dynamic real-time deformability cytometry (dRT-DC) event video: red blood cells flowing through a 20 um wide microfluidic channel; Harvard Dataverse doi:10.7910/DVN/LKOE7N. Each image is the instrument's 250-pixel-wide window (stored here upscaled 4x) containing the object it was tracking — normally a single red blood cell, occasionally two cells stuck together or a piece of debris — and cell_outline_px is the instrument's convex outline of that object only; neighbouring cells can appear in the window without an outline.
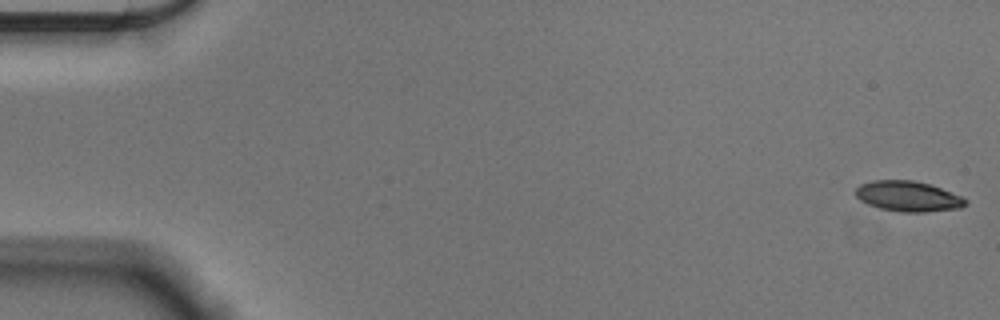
{"species": "Egyptian fruit bat (a non-hibernating species)", "species_latin": "Rousettus aegyptiacus", "temperature_condition": "cold", "stored_images_in_passage": 56, "camera_frame_rate_fps": 3000, "um_per_image_px": 0.085, "animal": {"sex": "male"}, "frame": {"image": 1, "passage_image": 1, "time_ms": 0.0, "image_size_px": [1000, 320], "cell_outline_px": [[968, 204], [960, 208], [924, 212], [900, 212], [880, 208], [868, 204], [860, 200], [856, 196], [856, 188], [860, 184], [872, 180], [912, 180], [928, 184], [940, 188], [960, 196], [968, 200]], "centroid_in_image_um": [77.18, 16.69], "position_along_channel_um": 7.8, "area_um2": 19.36}}
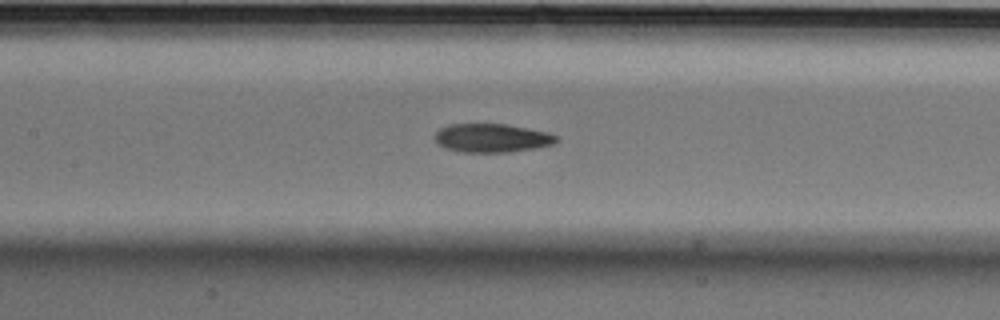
{"frame": {"image": 2, "passage_image": 26, "time_ms": 8.333, "image_size_px": [1000, 320], "cell_outline_px": [[560, 140], [552, 144], [536, 148], [508, 152], [460, 152], [444, 148], [436, 144], [436, 132], [440, 128], [448, 124], [504, 124], [548, 132], [556, 136]], "centroid_in_image_um": [41.79, 11.74], "position_along_channel_um": 165.6, "area_um2": 20.29}}
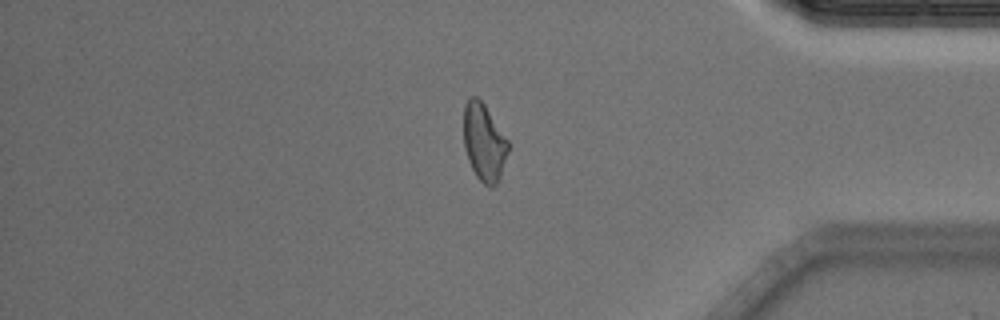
{"frame": {"image": 3, "passage_image": 47, "time_ms": 15.333, "image_size_px": [1000, 320], "cell_outline_px": [[508, 152], [500, 176], [496, 184], [492, 188], [488, 188], [476, 176], [468, 160], [464, 148], [464, 104], [472, 96], [476, 96], [484, 104], [508, 140]], "centroid_in_image_um": [41.13, 12.11], "position_along_channel_um": 394.1, "area_um2": 19.94}, "authors_computed_cell_mechanics": {"area_um2": 20.2878, "velocity_mm_per_s": 3.6121, "shape_relaxation_time_tau1_ms": 5.7531, "shape_relaxation_time_tau2_ms": 2.6327, "deformation_change_tau1": 0.1717, "deformation_change_tau2": 0.0882}}